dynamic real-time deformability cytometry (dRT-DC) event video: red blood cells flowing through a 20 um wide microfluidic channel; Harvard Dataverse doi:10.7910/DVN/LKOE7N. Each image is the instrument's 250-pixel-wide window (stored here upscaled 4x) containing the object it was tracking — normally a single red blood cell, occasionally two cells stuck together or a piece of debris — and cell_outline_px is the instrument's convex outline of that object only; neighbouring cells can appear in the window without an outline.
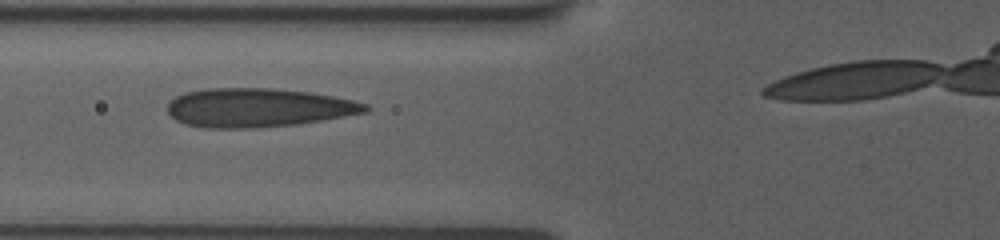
{"species": "human", "species_latin": "Homo sapiens", "temperature_condition": "room temperature", "stored_images_in_passage": 5, "segment_of_instrument_passage": [1, 2], "camera_frame_rate_fps": 3000, "um_per_image_px": 0.085, "donor": {"sex": "female"}, "frame": {"image": 1, "passage_image": 2, "time_ms": 1.0, "image_size_px": [1000, 240], "cell_outline_px": [[372, 108], [368, 112], [296, 124], [248, 128], [208, 128], [188, 124], [176, 120], [168, 112], [168, 104], [176, 96], [184, 92], [204, 88], [272, 88], [308, 92], [332, 96], [352, 100], [368, 104]], "centroid_in_image_um": [21.94, 9.14], "position_along_channel_um": 103.9, "area_um2": 44.56}}
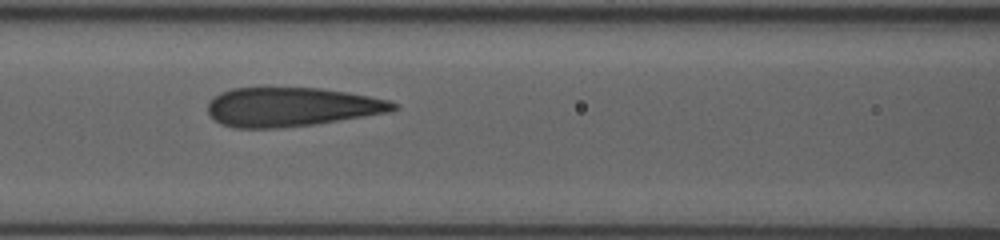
{"frame": {"image": 2, "passage_image": 3, "time_ms": 2.0, "image_size_px": [1000, 240], "cell_outline_px": [[400, 108], [392, 112], [316, 124], [276, 128], [236, 128], [220, 124], [208, 112], [208, 100], [212, 96], [220, 92], [232, 88], [320, 88], [348, 92], [388, 100], [396, 104]], "centroid_in_image_um": [24.77, 9.09], "position_along_channel_um": 141.8, "area_um2": 42.43}}
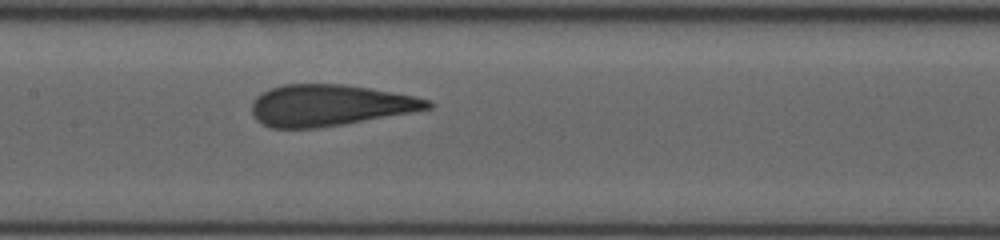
{"frame": {"image": 3, "passage_image": 4, "time_ms": 3.0, "image_size_px": [1000, 240], "cell_outline_px": [[432, 108], [340, 124], [316, 128], [272, 128], [256, 120], [252, 112], [252, 100], [260, 92], [284, 84], [344, 84], [392, 92], [412, 96], [428, 100], [432, 104]], "centroid_in_image_um": [27.93, 8.94], "position_along_channel_um": 179.5, "area_um2": 41.73}}